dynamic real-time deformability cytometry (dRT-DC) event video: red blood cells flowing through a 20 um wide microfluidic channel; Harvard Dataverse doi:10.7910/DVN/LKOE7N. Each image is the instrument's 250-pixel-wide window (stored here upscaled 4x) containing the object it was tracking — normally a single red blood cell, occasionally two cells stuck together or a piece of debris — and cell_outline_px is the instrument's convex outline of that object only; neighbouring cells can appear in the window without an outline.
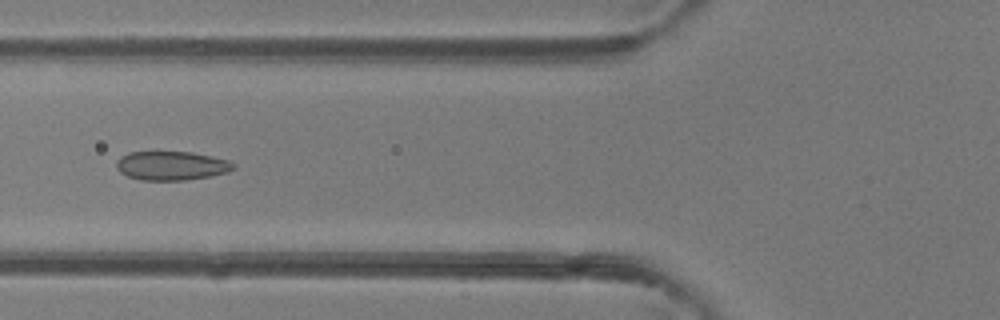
{"species": "common noctule bat (a hibernating species)", "species_latin": "Nyctalus noctula", "temperature_condition": "room temperature", "stored_images_in_passage": 38, "camera_frame_rate_fps": 3000, "um_per_image_px": 0.085, "animal": {"sex": "female"}, "frame": {"image": 1, "passage_image": 9, "time_ms": 2.667, "image_size_px": [1000, 320], "cell_outline_px": [[236, 168], [228, 172], [212, 176], [184, 180], [140, 180], [128, 176], [120, 172], [116, 168], [116, 160], [120, 156], [128, 152], [192, 152], [212, 156], [228, 160], [236, 164]], "centroid_in_image_um": [14.59, 14.08], "position_along_channel_um": 111.2, "area_um2": 19.94}}
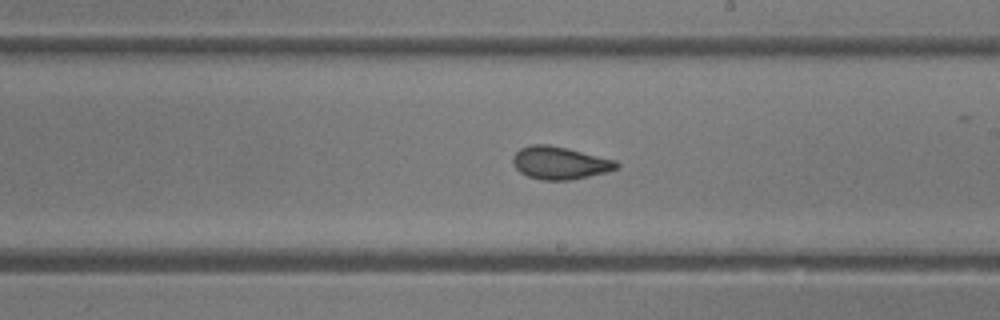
{"frame": {"image": 2, "passage_image": 18, "time_ms": 5.667, "image_size_px": [1000, 320], "cell_outline_px": [[620, 164], [616, 168], [608, 172], [572, 180], [540, 180], [528, 176], [520, 172], [516, 168], [512, 160], [512, 156], [520, 148], [532, 144], [548, 144], [568, 148], [616, 160]], "centroid_in_image_um": [47.59, 13.84], "position_along_channel_um": 241.4, "area_um2": 19.88}}
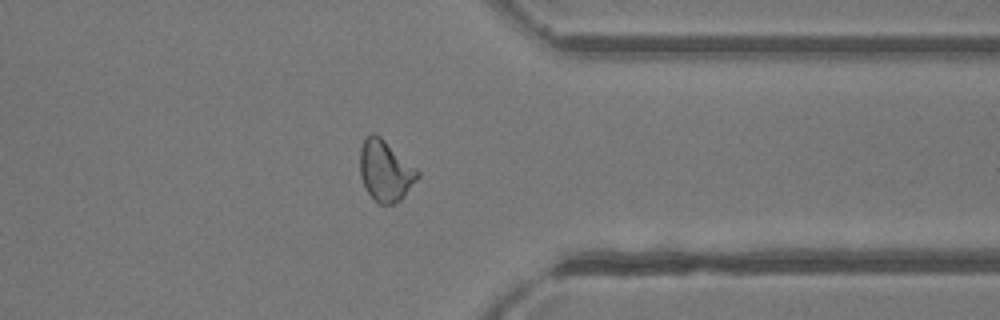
{"frame": {"image": 3, "passage_image": 28, "time_ms": 9.0, "image_size_px": [1000, 320], "cell_outline_px": [[420, 176], [404, 196], [400, 200], [392, 204], [380, 204], [364, 188], [360, 176], [360, 148], [364, 140], [372, 132], [380, 136], [416, 168], [420, 172]], "centroid_in_image_um": [32.75, 14.52], "position_along_channel_um": 378.7, "area_um2": 20.29}, "authors_computed_cell_mechanics": {"area_um2": 20.3167, "velocity_mm_per_s": 4.3323, "shape_relaxation_time_tau1_ms": 4.4568, "shape_relaxation_time_tau2_ms": 1.0458, "deformation_change_tau1": 0.1285, "deformation_change_tau2": 0.0651}}